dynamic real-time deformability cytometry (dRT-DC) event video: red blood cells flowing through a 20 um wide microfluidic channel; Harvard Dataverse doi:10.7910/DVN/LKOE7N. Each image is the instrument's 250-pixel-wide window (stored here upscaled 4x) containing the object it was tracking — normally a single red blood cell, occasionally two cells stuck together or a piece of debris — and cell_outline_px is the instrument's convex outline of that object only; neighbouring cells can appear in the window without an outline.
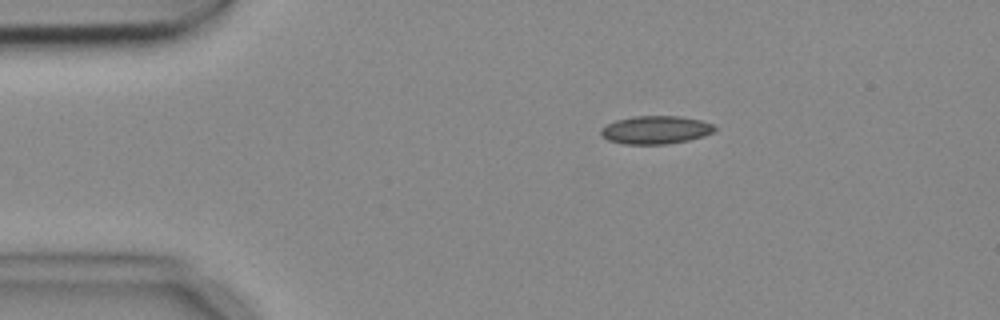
{"species": "common noctule bat (a hibernating species)", "species_latin": "Nyctalus noctula", "temperature_condition": "cold", "stored_images_in_passage": 2, "camera_frame_rate_fps": 3000, "um_per_image_px": 0.085, "animal": {"sex": "female", "body_mass_g": 18.4}, "frame": {"image": 1, "passage_image": 1, "time_ms": 0.0, "image_size_px": [1000, 320], "cell_outline_px": [[716, 128], [712, 132], [704, 136], [688, 140], [668, 144], [624, 144], [608, 140], [600, 136], [600, 128], [616, 120], [632, 116], [680, 116], [700, 120], [712, 124]], "centroid_in_image_um": [55.69, 11.04], "position_along_channel_um": 29.3, "area_um2": 18.67}}